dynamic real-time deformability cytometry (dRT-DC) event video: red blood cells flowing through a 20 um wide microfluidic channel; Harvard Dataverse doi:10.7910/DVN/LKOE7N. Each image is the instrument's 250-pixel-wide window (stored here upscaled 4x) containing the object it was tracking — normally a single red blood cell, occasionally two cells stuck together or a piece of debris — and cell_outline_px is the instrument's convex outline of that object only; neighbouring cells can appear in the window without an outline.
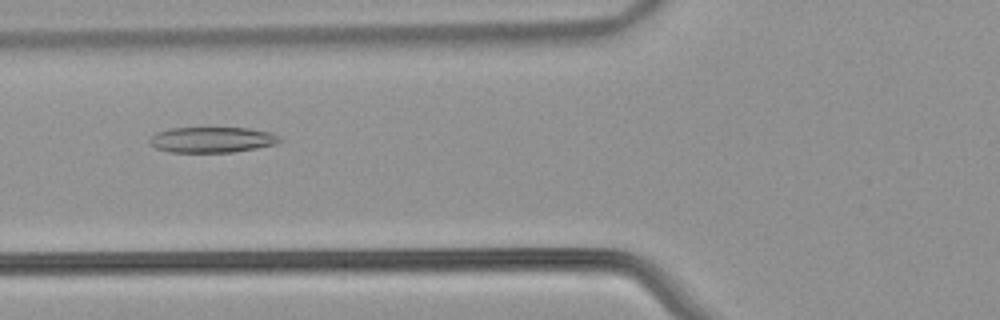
{"species": "common noctule bat (a hibernating species)", "species_latin": "Nyctalus noctula", "temperature_condition": "warm", "stored_images_in_passage": 42, "camera_frame_rate_fps": 3000, "um_per_image_px": 0.085, "animal": {"sex": "male", "body_mass_g": 21.5, "forearm_length_mm": 52.0}, "frame": {"image": 1, "passage_image": 9, "time_ms": 2.667, "image_size_px": [1000, 320], "cell_outline_px": [[280, 140], [276, 144], [256, 148], [232, 152], [172, 152], [156, 148], [148, 140], [156, 132], [168, 128], [248, 128], [272, 132], [280, 136]], "centroid_in_image_um": [18.03, 11.87], "position_along_channel_um": 107.8, "area_um2": 19.36}}
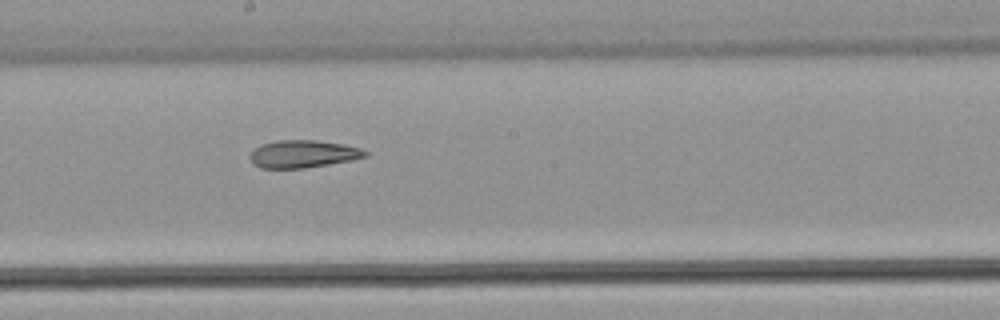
{"frame": {"image": 2, "passage_image": 18, "time_ms": 5.667, "image_size_px": [1000, 320], "cell_outline_px": [[368, 156], [352, 160], [304, 168], [260, 168], [252, 164], [248, 156], [260, 144], [276, 140], [316, 140], [344, 144], [360, 148], [368, 152]], "centroid_in_image_um": [25.74, 13.08], "position_along_channel_um": 222.5, "area_um2": 18.61}}
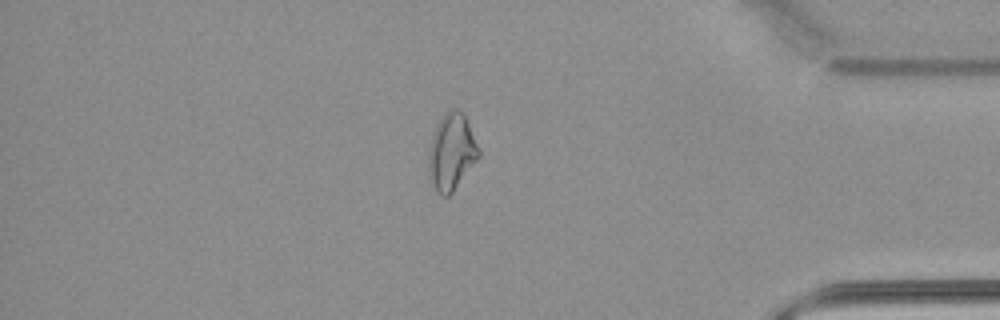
{"frame": {"image": 3, "passage_image": 34, "time_ms": 11.0, "image_size_px": [1000, 320], "cell_outline_px": [[480, 156], [452, 192], [448, 196], [440, 196], [432, 180], [428, 164], [428, 152], [432, 136], [436, 124], [444, 112], [452, 108], [460, 108], [464, 112], [480, 152]], "centroid_in_image_um": [38.38, 12.84], "position_along_channel_um": 396.8, "area_um2": 22.2}, "authors_computed_cell_mechanics": {"area_um2": 20.23, "velocity_mm_per_s": 3.8217, "shape_relaxation_time_tau1_ms": null, "shape_relaxation_time_tau2_ms": 5.3285, "deformation_change_tau1": null, "deformation_change_tau2": 0.1456}}